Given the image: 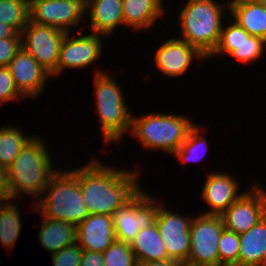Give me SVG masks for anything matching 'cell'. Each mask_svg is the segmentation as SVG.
<instances>
[{"mask_svg": "<svg viewBox=\"0 0 266 266\" xmlns=\"http://www.w3.org/2000/svg\"><path fill=\"white\" fill-rule=\"evenodd\" d=\"M141 170L118 168L91 158L78 168V180L89 215H113L140 187Z\"/></svg>", "mask_w": 266, "mask_h": 266, "instance_id": "6da1fadb", "label": "cell"}, {"mask_svg": "<svg viewBox=\"0 0 266 266\" xmlns=\"http://www.w3.org/2000/svg\"><path fill=\"white\" fill-rule=\"evenodd\" d=\"M48 146L44 138L34 135L6 169L12 201L25 195L35 200L43 196L45 187L57 170Z\"/></svg>", "mask_w": 266, "mask_h": 266, "instance_id": "7a4b0ae2", "label": "cell"}, {"mask_svg": "<svg viewBox=\"0 0 266 266\" xmlns=\"http://www.w3.org/2000/svg\"><path fill=\"white\" fill-rule=\"evenodd\" d=\"M219 1L187 0L178 13V27L182 35L177 38L195 47L206 58L214 52L219 43L222 26L226 20L224 15H228L229 11L227 2Z\"/></svg>", "mask_w": 266, "mask_h": 266, "instance_id": "3957f363", "label": "cell"}, {"mask_svg": "<svg viewBox=\"0 0 266 266\" xmlns=\"http://www.w3.org/2000/svg\"><path fill=\"white\" fill-rule=\"evenodd\" d=\"M63 169L52 174L44 196L33 201L32 210L50 220L78 225L89 215L80 189L78 168Z\"/></svg>", "mask_w": 266, "mask_h": 266, "instance_id": "277c9868", "label": "cell"}, {"mask_svg": "<svg viewBox=\"0 0 266 266\" xmlns=\"http://www.w3.org/2000/svg\"><path fill=\"white\" fill-rule=\"evenodd\" d=\"M97 69L93 72L95 111L100 120L103 141L111 145L123 141L126 132L129 135L132 110L127 104L125 91L112 72L109 74L108 71Z\"/></svg>", "mask_w": 266, "mask_h": 266, "instance_id": "5b68a950", "label": "cell"}, {"mask_svg": "<svg viewBox=\"0 0 266 266\" xmlns=\"http://www.w3.org/2000/svg\"><path fill=\"white\" fill-rule=\"evenodd\" d=\"M191 117L180 114L149 113L135 117L132 113L130 136L144 150L162 151L173 155L180 148L190 128Z\"/></svg>", "mask_w": 266, "mask_h": 266, "instance_id": "8992f818", "label": "cell"}, {"mask_svg": "<svg viewBox=\"0 0 266 266\" xmlns=\"http://www.w3.org/2000/svg\"><path fill=\"white\" fill-rule=\"evenodd\" d=\"M140 187L113 213L116 238L131 244L139 231L155 223L158 197Z\"/></svg>", "mask_w": 266, "mask_h": 266, "instance_id": "52a82bcc", "label": "cell"}, {"mask_svg": "<svg viewBox=\"0 0 266 266\" xmlns=\"http://www.w3.org/2000/svg\"><path fill=\"white\" fill-rule=\"evenodd\" d=\"M224 227L220 215L196 214L190 226L189 263L219 266L218 244Z\"/></svg>", "mask_w": 266, "mask_h": 266, "instance_id": "ba28073f", "label": "cell"}, {"mask_svg": "<svg viewBox=\"0 0 266 266\" xmlns=\"http://www.w3.org/2000/svg\"><path fill=\"white\" fill-rule=\"evenodd\" d=\"M28 13L29 22L37 25L52 26L70 33L86 18L85 1L29 0Z\"/></svg>", "mask_w": 266, "mask_h": 266, "instance_id": "9c48e42d", "label": "cell"}, {"mask_svg": "<svg viewBox=\"0 0 266 266\" xmlns=\"http://www.w3.org/2000/svg\"><path fill=\"white\" fill-rule=\"evenodd\" d=\"M66 33L56 65V76H60L67 69H86L96 63L103 55L104 35L90 32L84 34L77 31V36Z\"/></svg>", "mask_w": 266, "mask_h": 266, "instance_id": "30bf717a", "label": "cell"}, {"mask_svg": "<svg viewBox=\"0 0 266 266\" xmlns=\"http://www.w3.org/2000/svg\"><path fill=\"white\" fill-rule=\"evenodd\" d=\"M20 34L22 48L52 77H56L57 60L66 32L52 26L37 25L28 21Z\"/></svg>", "mask_w": 266, "mask_h": 266, "instance_id": "8fae6325", "label": "cell"}, {"mask_svg": "<svg viewBox=\"0 0 266 266\" xmlns=\"http://www.w3.org/2000/svg\"><path fill=\"white\" fill-rule=\"evenodd\" d=\"M231 20L228 25L223 24L219 43L207 60H210V57L218 58L225 55L223 58L229 56L239 63L249 65L253 62L255 64L266 54V40L250 35L233 19ZM230 22L232 23L230 24Z\"/></svg>", "mask_w": 266, "mask_h": 266, "instance_id": "7c38bea8", "label": "cell"}, {"mask_svg": "<svg viewBox=\"0 0 266 266\" xmlns=\"http://www.w3.org/2000/svg\"><path fill=\"white\" fill-rule=\"evenodd\" d=\"M183 216L159 203L155 219L168 258L177 262L188 261L190 251V226L194 216Z\"/></svg>", "mask_w": 266, "mask_h": 266, "instance_id": "4fadbf2b", "label": "cell"}, {"mask_svg": "<svg viewBox=\"0 0 266 266\" xmlns=\"http://www.w3.org/2000/svg\"><path fill=\"white\" fill-rule=\"evenodd\" d=\"M266 216V187L252 183L221 215L225 229L238 235L247 232Z\"/></svg>", "mask_w": 266, "mask_h": 266, "instance_id": "5bb4252c", "label": "cell"}, {"mask_svg": "<svg viewBox=\"0 0 266 266\" xmlns=\"http://www.w3.org/2000/svg\"><path fill=\"white\" fill-rule=\"evenodd\" d=\"M163 44L154 50V67L163 74V76L171 77L172 79L178 76H184L188 69L196 61L198 64L207 61L195 47L188 44L186 41L177 37H170Z\"/></svg>", "mask_w": 266, "mask_h": 266, "instance_id": "9a60e30c", "label": "cell"}, {"mask_svg": "<svg viewBox=\"0 0 266 266\" xmlns=\"http://www.w3.org/2000/svg\"><path fill=\"white\" fill-rule=\"evenodd\" d=\"M234 177L225 171L208 172L199 196L210 210L201 214L221 216L245 192L240 191V182Z\"/></svg>", "mask_w": 266, "mask_h": 266, "instance_id": "2e32d148", "label": "cell"}, {"mask_svg": "<svg viewBox=\"0 0 266 266\" xmlns=\"http://www.w3.org/2000/svg\"><path fill=\"white\" fill-rule=\"evenodd\" d=\"M18 91L27 99H37L52 76L22 47L7 66Z\"/></svg>", "mask_w": 266, "mask_h": 266, "instance_id": "e0dca14e", "label": "cell"}, {"mask_svg": "<svg viewBox=\"0 0 266 266\" xmlns=\"http://www.w3.org/2000/svg\"><path fill=\"white\" fill-rule=\"evenodd\" d=\"M115 240L113 215H88L77 225V244L85 251L103 253Z\"/></svg>", "mask_w": 266, "mask_h": 266, "instance_id": "ac0fdd59", "label": "cell"}, {"mask_svg": "<svg viewBox=\"0 0 266 266\" xmlns=\"http://www.w3.org/2000/svg\"><path fill=\"white\" fill-rule=\"evenodd\" d=\"M85 15L91 32L109 37L117 28L124 26L122 0H87Z\"/></svg>", "mask_w": 266, "mask_h": 266, "instance_id": "d6986e66", "label": "cell"}, {"mask_svg": "<svg viewBox=\"0 0 266 266\" xmlns=\"http://www.w3.org/2000/svg\"><path fill=\"white\" fill-rule=\"evenodd\" d=\"M164 0H122L124 25L133 31H147L165 15Z\"/></svg>", "mask_w": 266, "mask_h": 266, "instance_id": "ffe728a7", "label": "cell"}, {"mask_svg": "<svg viewBox=\"0 0 266 266\" xmlns=\"http://www.w3.org/2000/svg\"><path fill=\"white\" fill-rule=\"evenodd\" d=\"M239 240L238 266H266V216Z\"/></svg>", "mask_w": 266, "mask_h": 266, "instance_id": "44dd1931", "label": "cell"}, {"mask_svg": "<svg viewBox=\"0 0 266 266\" xmlns=\"http://www.w3.org/2000/svg\"><path fill=\"white\" fill-rule=\"evenodd\" d=\"M40 223L38 240L41 246L55 254L64 247L77 243V225L69 222L54 221L43 217Z\"/></svg>", "mask_w": 266, "mask_h": 266, "instance_id": "7402d4cb", "label": "cell"}, {"mask_svg": "<svg viewBox=\"0 0 266 266\" xmlns=\"http://www.w3.org/2000/svg\"><path fill=\"white\" fill-rule=\"evenodd\" d=\"M130 247L137 263L170 260L156 223L141 229Z\"/></svg>", "mask_w": 266, "mask_h": 266, "instance_id": "603a6c76", "label": "cell"}, {"mask_svg": "<svg viewBox=\"0 0 266 266\" xmlns=\"http://www.w3.org/2000/svg\"><path fill=\"white\" fill-rule=\"evenodd\" d=\"M229 16L250 35L266 40V4L263 2L228 6Z\"/></svg>", "mask_w": 266, "mask_h": 266, "instance_id": "cb8c5ba5", "label": "cell"}, {"mask_svg": "<svg viewBox=\"0 0 266 266\" xmlns=\"http://www.w3.org/2000/svg\"><path fill=\"white\" fill-rule=\"evenodd\" d=\"M202 130L203 125L195 123L188 131L185 141L172 156H174L175 159L177 158L182 164H190L191 162L203 160L205 156H207L206 154L209 153L208 151L210 148L207 142L208 139L204 137Z\"/></svg>", "mask_w": 266, "mask_h": 266, "instance_id": "d4e9b609", "label": "cell"}, {"mask_svg": "<svg viewBox=\"0 0 266 266\" xmlns=\"http://www.w3.org/2000/svg\"><path fill=\"white\" fill-rule=\"evenodd\" d=\"M15 125L0 126V167L7 169L21 149L33 138Z\"/></svg>", "mask_w": 266, "mask_h": 266, "instance_id": "484cf974", "label": "cell"}, {"mask_svg": "<svg viewBox=\"0 0 266 266\" xmlns=\"http://www.w3.org/2000/svg\"><path fill=\"white\" fill-rule=\"evenodd\" d=\"M18 208L14 201L0 204V242L5 249L14 248L22 231V216Z\"/></svg>", "mask_w": 266, "mask_h": 266, "instance_id": "4316f807", "label": "cell"}, {"mask_svg": "<svg viewBox=\"0 0 266 266\" xmlns=\"http://www.w3.org/2000/svg\"><path fill=\"white\" fill-rule=\"evenodd\" d=\"M29 0H0V22L13 27L18 33L29 21Z\"/></svg>", "mask_w": 266, "mask_h": 266, "instance_id": "83f0119b", "label": "cell"}, {"mask_svg": "<svg viewBox=\"0 0 266 266\" xmlns=\"http://www.w3.org/2000/svg\"><path fill=\"white\" fill-rule=\"evenodd\" d=\"M239 235L224 229L218 244L219 266H238Z\"/></svg>", "mask_w": 266, "mask_h": 266, "instance_id": "f1b7e54d", "label": "cell"}, {"mask_svg": "<svg viewBox=\"0 0 266 266\" xmlns=\"http://www.w3.org/2000/svg\"><path fill=\"white\" fill-rule=\"evenodd\" d=\"M104 266H137L130 244L115 240L103 253Z\"/></svg>", "mask_w": 266, "mask_h": 266, "instance_id": "f546056e", "label": "cell"}, {"mask_svg": "<svg viewBox=\"0 0 266 266\" xmlns=\"http://www.w3.org/2000/svg\"><path fill=\"white\" fill-rule=\"evenodd\" d=\"M26 100L14 84L8 67H0V106L6 102Z\"/></svg>", "mask_w": 266, "mask_h": 266, "instance_id": "4dcf8cb0", "label": "cell"}, {"mask_svg": "<svg viewBox=\"0 0 266 266\" xmlns=\"http://www.w3.org/2000/svg\"><path fill=\"white\" fill-rule=\"evenodd\" d=\"M83 249L77 244L68 245L51 255L53 266H80Z\"/></svg>", "mask_w": 266, "mask_h": 266, "instance_id": "1f68e13d", "label": "cell"}, {"mask_svg": "<svg viewBox=\"0 0 266 266\" xmlns=\"http://www.w3.org/2000/svg\"><path fill=\"white\" fill-rule=\"evenodd\" d=\"M21 47L20 33L11 39H0V67H7Z\"/></svg>", "mask_w": 266, "mask_h": 266, "instance_id": "d6a6232c", "label": "cell"}, {"mask_svg": "<svg viewBox=\"0 0 266 266\" xmlns=\"http://www.w3.org/2000/svg\"><path fill=\"white\" fill-rule=\"evenodd\" d=\"M104 265L105 264L102 253L83 250L80 266H104Z\"/></svg>", "mask_w": 266, "mask_h": 266, "instance_id": "836d02e7", "label": "cell"}, {"mask_svg": "<svg viewBox=\"0 0 266 266\" xmlns=\"http://www.w3.org/2000/svg\"><path fill=\"white\" fill-rule=\"evenodd\" d=\"M12 200L9 189L7 172L5 168L0 167V204Z\"/></svg>", "mask_w": 266, "mask_h": 266, "instance_id": "e575fe53", "label": "cell"}, {"mask_svg": "<svg viewBox=\"0 0 266 266\" xmlns=\"http://www.w3.org/2000/svg\"><path fill=\"white\" fill-rule=\"evenodd\" d=\"M18 32L8 24L0 22V39H11Z\"/></svg>", "mask_w": 266, "mask_h": 266, "instance_id": "d590c367", "label": "cell"}, {"mask_svg": "<svg viewBox=\"0 0 266 266\" xmlns=\"http://www.w3.org/2000/svg\"><path fill=\"white\" fill-rule=\"evenodd\" d=\"M137 266H179V262L174 260H161L151 262H141Z\"/></svg>", "mask_w": 266, "mask_h": 266, "instance_id": "8d00e7d4", "label": "cell"}, {"mask_svg": "<svg viewBox=\"0 0 266 266\" xmlns=\"http://www.w3.org/2000/svg\"><path fill=\"white\" fill-rule=\"evenodd\" d=\"M228 6H241L244 4L262 2V0H227Z\"/></svg>", "mask_w": 266, "mask_h": 266, "instance_id": "74e56055", "label": "cell"}, {"mask_svg": "<svg viewBox=\"0 0 266 266\" xmlns=\"http://www.w3.org/2000/svg\"><path fill=\"white\" fill-rule=\"evenodd\" d=\"M179 266H203V265H196L185 261V262H179Z\"/></svg>", "mask_w": 266, "mask_h": 266, "instance_id": "f35d334b", "label": "cell"}]
</instances>
